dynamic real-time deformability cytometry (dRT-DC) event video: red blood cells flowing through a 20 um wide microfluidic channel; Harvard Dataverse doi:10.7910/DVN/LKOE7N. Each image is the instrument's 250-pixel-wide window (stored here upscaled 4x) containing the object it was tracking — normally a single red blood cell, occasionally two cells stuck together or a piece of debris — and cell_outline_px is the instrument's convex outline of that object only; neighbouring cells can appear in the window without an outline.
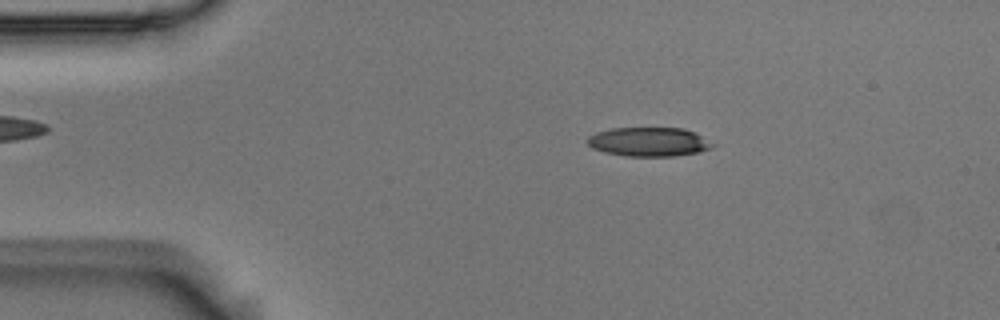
{"species": "Egyptian fruit bat (a non-hibernating species)", "species_latin": "Rousettus aegyptiacus", "temperature_condition": "room temperature", "stored_images_in_passage": 53, "camera_frame_rate_fps": 3000, "um_per_image_px": 0.085, "animal": {"sex": "male"}, "frame": {"image": 1, "passage_image": 9, "time_ms": 2.667, "image_size_px": [1000, 320], "cell_outline_px": [[716, 144], [712, 148], [696, 152], [672, 156], [624, 156], [604, 152], [592, 148], [584, 140], [588, 136], [596, 132], [612, 128], [684, 128], [696, 132]], "centroid_in_image_um": [55.14, 12.05], "position_along_channel_um": 29.9, "area_um2": 21.39}}
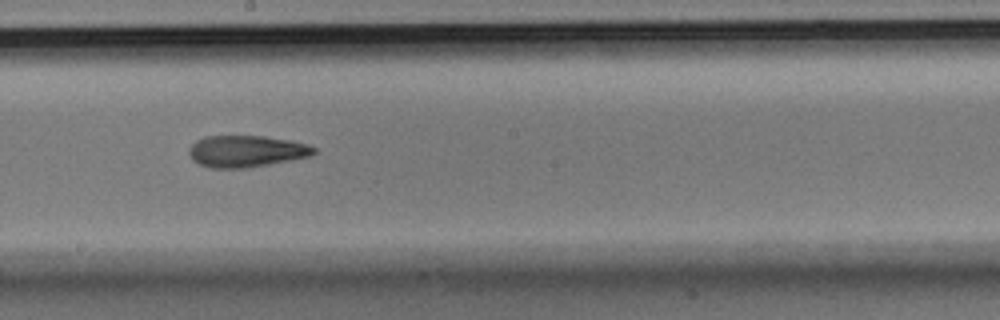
{"frame": {"image": 2, "passage_image": 29, "time_ms": 9.333, "image_size_px": [1000, 320], "cell_outline_px": [[316, 152], [312, 156], [268, 164], [244, 168], [212, 168], [200, 164], [192, 160], [188, 152], [192, 144], [196, 140], [204, 136], [264, 136], [288, 140], [308, 144], [316, 148]], "centroid_in_image_um": [20.93, 12.85], "position_along_channel_um": 227.3, "area_um2": 23.0}}
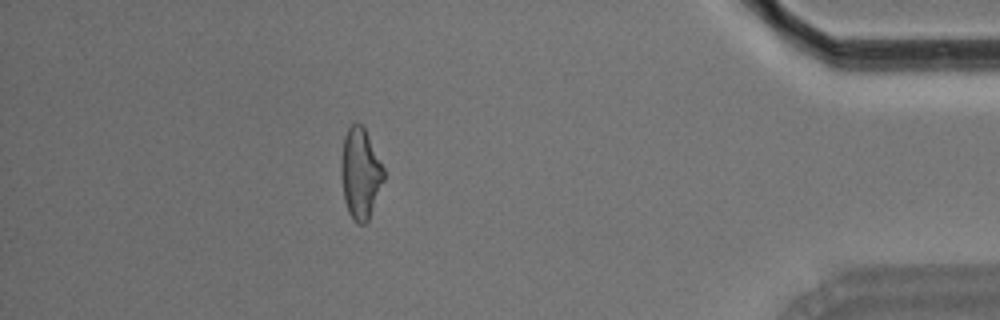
{"frame": {"image": 3, "passage_image": 47, "time_ms": 15.333, "image_size_px": [1000, 320], "cell_outline_px": [[384, 180], [368, 220], [364, 224], [356, 224], [352, 220], [348, 212], [344, 200], [340, 176], [340, 164], [344, 136], [348, 128], [356, 120], [364, 128], [384, 168]], "centroid_in_image_um": [30.6, 14.76], "position_along_channel_um": 404.6, "area_um2": 22.66}, "authors_computed_cell_mechanics": {"area_um2": 22.9466, "velocity_mm_per_s": 3.7154, "shape_relaxation_time_tau1_ms": 6.0557, "shape_relaxation_time_tau2_ms": 5.0761, "deformation_change_tau1": 0.21, "deformation_change_tau2": 0.1636}}